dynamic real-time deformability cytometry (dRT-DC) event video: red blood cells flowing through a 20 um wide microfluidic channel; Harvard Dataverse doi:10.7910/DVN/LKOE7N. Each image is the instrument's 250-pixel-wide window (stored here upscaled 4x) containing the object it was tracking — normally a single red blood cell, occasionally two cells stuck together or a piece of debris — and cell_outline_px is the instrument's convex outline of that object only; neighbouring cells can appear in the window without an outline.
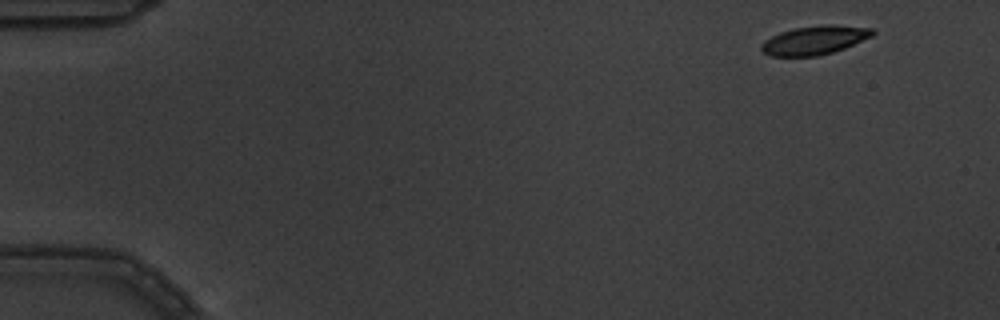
{"species": "common noctule bat (a hibernating species)", "species_latin": "Nyctalus noctula", "temperature_condition": "warm", "stored_images_in_passage": 9, "camera_frame_rate_fps": 3000, "um_per_image_px": 0.085, "animal": {"sex": "male", "body_mass_g": 19.5, "forearm_length_mm": 54.6}, "frame": {"image": 1, "passage_image": 1, "time_ms": 0.0, "image_size_px": [1000, 320], "cell_outline_px": [[876, 32], [872, 36], [844, 48], [832, 52], [816, 56], [772, 56], [764, 52], [760, 48], [760, 44], [764, 40], [780, 32], [796, 28], [824, 24], [832, 24], [872, 28]], "centroid_in_image_um": [69.24, 3.41], "position_along_channel_um": 15.8, "area_um2": 18.55}}
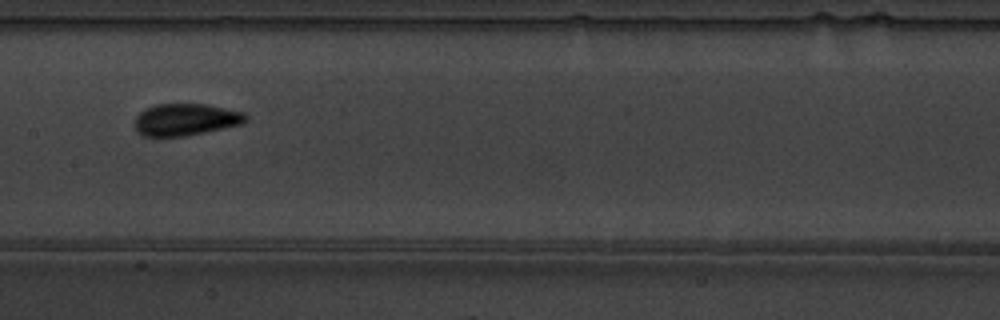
{"frame": {"image": 2, "passage_image": 8, "time_ms": 2.333, "image_size_px": [1000, 320], "cell_outline_px": [[248, 120], [244, 124], [184, 136], [140, 136], [136, 132], [136, 116], [144, 108], [156, 104], [204, 104], [244, 112], [248, 116]], "centroid_in_image_um": [15.79, 10.16], "position_along_channel_um": 191.6, "area_um2": 20.75}}
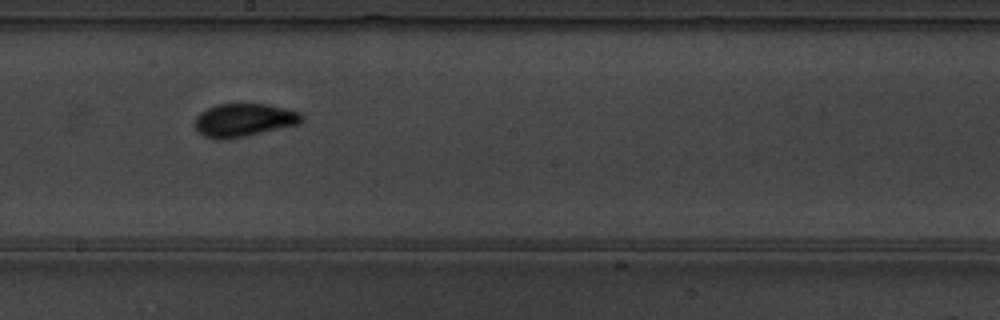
{"frame": {"image": 3, "passage_image": 9, "time_ms": 2.667, "image_size_px": [1000, 320], "cell_outline_px": [[304, 120], [300, 124], [248, 136], [220, 140], [216, 140], [204, 136], [196, 132], [196, 116], [200, 112], [216, 104], [268, 104], [288, 108], [300, 112], [304, 116]], "centroid_in_image_um": [20.77, 10.21], "position_along_channel_um": 227.4, "area_um2": 21.04}}